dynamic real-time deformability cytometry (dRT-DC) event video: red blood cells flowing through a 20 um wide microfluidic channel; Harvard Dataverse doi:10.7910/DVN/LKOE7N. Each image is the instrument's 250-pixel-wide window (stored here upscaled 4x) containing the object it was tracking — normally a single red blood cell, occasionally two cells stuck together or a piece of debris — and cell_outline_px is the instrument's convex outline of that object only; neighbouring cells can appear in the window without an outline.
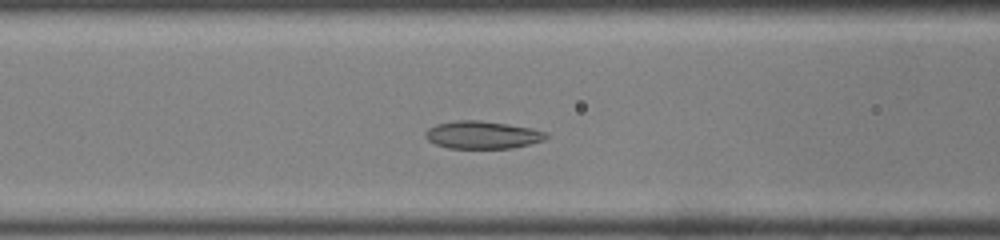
{"species": "common noctule bat (a hibernating species)", "species_latin": "Nyctalus noctula", "temperature_condition": "room temperature", "stored_images_in_passage": 40, "camera_frame_rate_fps": 3000, "um_per_image_px": 0.085, "animal": {"sex": "male", "body_mass_g": 19.0, "forearm_length_mm": 50.8}, "frame": {"image": 1, "passage_image": 12, "time_ms": 3.667, "image_size_px": [1000, 240], "cell_outline_px": [[552, 136], [544, 140], [512, 148], [448, 148], [436, 144], [428, 140], [424, 136], [424, 132], [428, 128], [436, 124], [456, 120], [480, 120], [508, 124], [532, 128], [548, 132]], "centroid_in_image_um": [41.03, 11.46], "position_along_channel_um": 125.6, "area_um2": 19.65}}
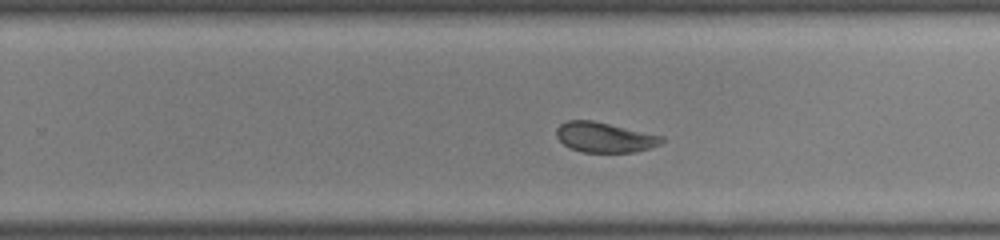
{"frame": {"image": 2, "passage_image": 23, "time_ms": 7.333, "image_size_px": [1000, 240], "cell_outline_px": [[664, 140], [660, 144], [652, 148], [636, 152], [580, 152], [568, 148], [556, 136], [556, 128], [560, 124], [568, 120], [592, 120], [664, 136]], "centroid_in_image_um": [51.39, 11.68], "position_along_channel_um": 278.4, "area_um2": 18.61}}
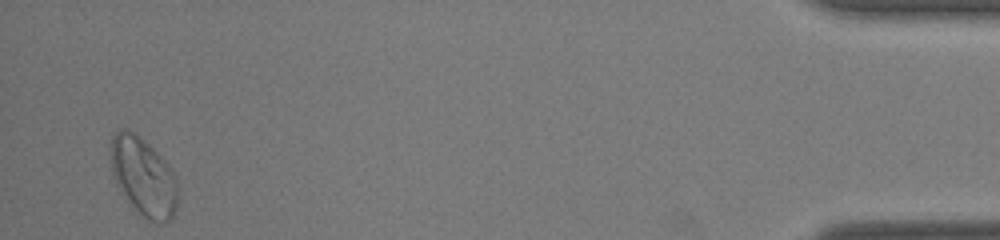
{"frame": {"image": 3, "passage_image": 39, "time_ms": 12.667, "image_size_px": [1000, 240], "cell_outline_px": [[176, 208], [172, 216], [164, 224], [156, 224], [148, 220], [132, 204], [116, 184], [112, 172], [112, 136], [120, 128], [124, 128], [132, 132], [144, 140], [156, 152], [172, 172], [176, 180]], "centroid_in_image_um": [12.19, 15.04], "position_along_channel_um": 423.0, "area_um2": 29.59}, "authors_computed_cell_mechanics": {"area_um2": 20.5479, "velocity_mm_per_s": 4.1808, "shape_relaxation_time_tau1_ms": 5.5193, "shape_relaxation_time_tau2_ms": 1.2199, "deformation_change_tau1": 0.1134, "deformation_change_tau2": 0.06}}